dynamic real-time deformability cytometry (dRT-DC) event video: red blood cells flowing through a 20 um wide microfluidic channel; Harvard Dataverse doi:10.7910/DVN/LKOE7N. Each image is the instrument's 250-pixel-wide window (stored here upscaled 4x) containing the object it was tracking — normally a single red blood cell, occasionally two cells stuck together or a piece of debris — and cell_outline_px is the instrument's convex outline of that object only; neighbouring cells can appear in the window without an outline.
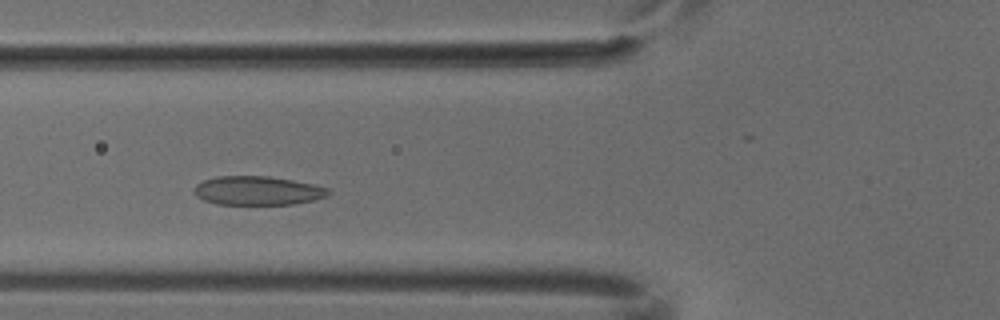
{"species": "common noctule bat (a hibernating species)", "species_latin": "Nyctalus noctula", "temperature_condition": "cold", "stored_images_in_passage": 6, "camera_frame_rate_fps": 3000, "um_per_image_px": 0.085, "animal": {"sex": "male", "body_mass_g": 18.8}, "frame": {"image": 1, "passage_image": 5, "time_ms": 1.333, "image_size_px": [1000, 320], "cell_outline_px": [[332, 192], [328, 196], [296, 204], [216, 204], [204, 200], [196, 196], [192, 192], [192, 188], [196, 184], [204, 180], [216, 176], [268, 176], [292, 180], [312, 184], [328, 188]], "centroid_in_image_um": [21.87, 16.2], "position_along_channel_um": 103.9, "area_um2": 22.72}}
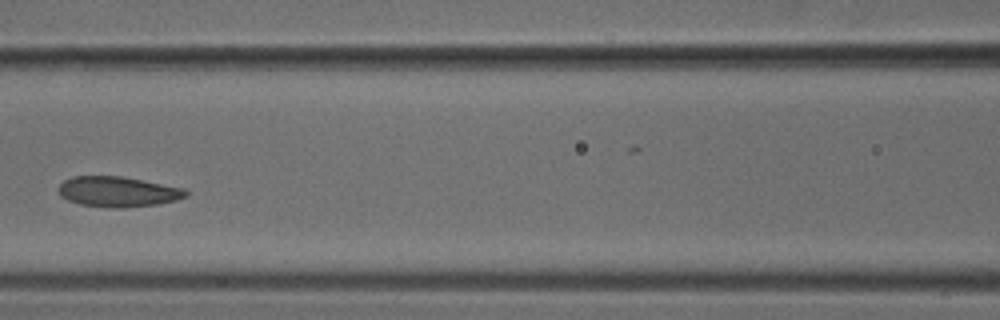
{"frame": {"image": 2, "passage_image": 6, "time_ms": 1.667, "image_size_px": [1000, 320], "cell_outline_px": [[188, 196], [176, 200], [160, 204], [124, 208], [112, 208], [80, 204], [68, 200], [60, 196], [60, 184], [64, 180], [72, 176], [120, 176], [184, 188], [188, 192]], "centroid_in_image_um": [10.04, 16.3], "position_along_channel_um": 156.6, "area_um2": 22.48}}